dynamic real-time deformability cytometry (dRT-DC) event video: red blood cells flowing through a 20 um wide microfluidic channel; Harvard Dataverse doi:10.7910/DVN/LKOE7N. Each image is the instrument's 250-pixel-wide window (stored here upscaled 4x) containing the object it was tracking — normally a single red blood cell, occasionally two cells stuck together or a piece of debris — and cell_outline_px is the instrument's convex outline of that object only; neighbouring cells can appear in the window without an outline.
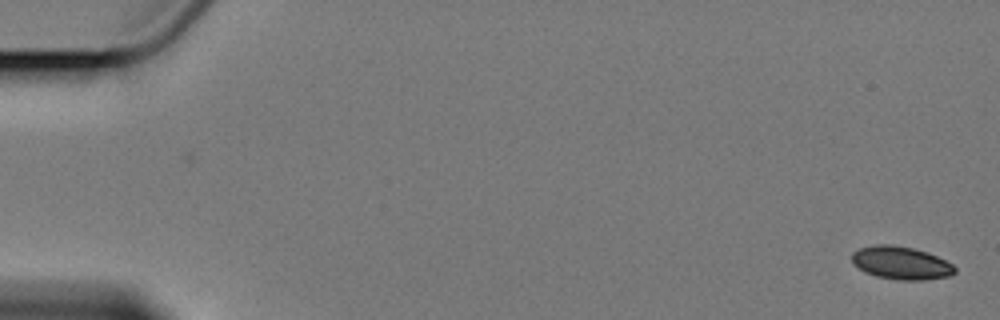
{"species": "Egyptian fruit bat (a non-hibernating species)", "species_latin": "Rousettus aegyptiacus", "temperature_condition": "cold", "stored_images_in_passage": 5, "camera_frame_rate_fps": 3000, "um_per_image_px": 0.085, "animal": {"sex": "female"}, "frame": {"image": 1, "passage_image": 1, "time_ms": 0.0, "image_size_px": [1000, 320], "cell_outline_px": [[956, 272], [948, 276], [924, 280], [900, 280], [876, 276], [864, 272], [852, 260], [852, 252], [860, 248], [872, 244], [892, 244], [912, 248], [928, 252], [952, 264], [956, 268]], "centroid_in_image_um": [76.58, 22.34], "position_along_channel_um": 8.4, "area_um2": 19.71}}